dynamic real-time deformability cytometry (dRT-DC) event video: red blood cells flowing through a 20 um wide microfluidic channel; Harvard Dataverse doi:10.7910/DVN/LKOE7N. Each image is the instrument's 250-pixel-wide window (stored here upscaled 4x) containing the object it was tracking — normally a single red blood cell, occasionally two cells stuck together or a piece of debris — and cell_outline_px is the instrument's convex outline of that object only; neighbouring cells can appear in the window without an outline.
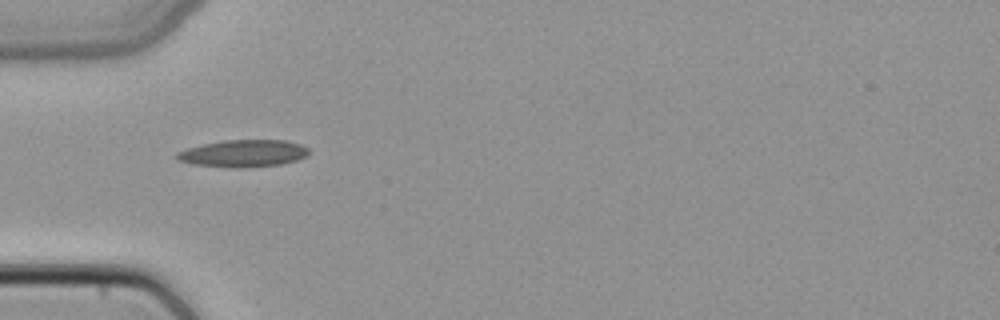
{"species": "common noctule bat (a hibernating species)", "species_latin": "Nyctalus noctula", "temperature_condition": "cold", "stored_images_in_passage": 2, "camera_frame_rate_fps": 3000, "um_per_image_px": 0.085, "animal": {"sex": "female", "body_mass_g": 22.7, "forearm_length_mm": 54.2}, "frame": {"image": 1, "passage_image": 1, "time_ms": 0.0, "image_size_px": [1000, 320], "cell_outline_px": [[308, 152], [304, 156], [296, 160], [280, 164], [244, 168], [232, 168], [196, 164], [176, 160], [176, 152], [188, 148], [204, 144], [224, 140], [284, 140], [300, 144], [308, 148]], "centroid_in_image_um": [20.66, 13.04], "position_along_channel_um": 64.3, "area_um2": 20.69}}
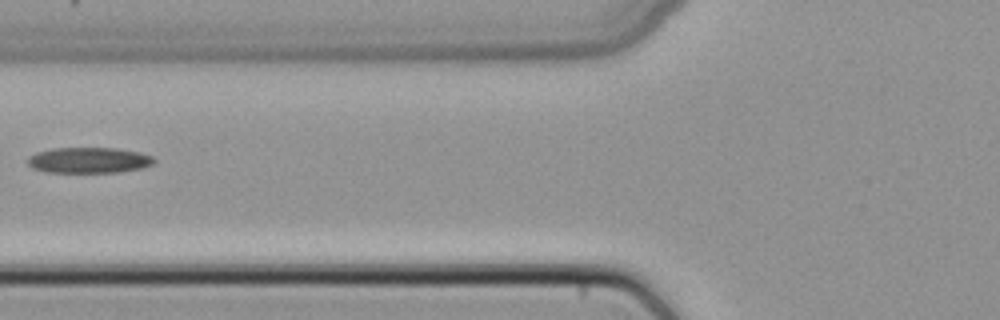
{"frame": {"image": 2, "passage_image": 2, "time_ms": 0.333, "image_size_px": [1000, 320], "cell_outline_px": [[156, 160], [152, 164], [144, 168], [116, 172], [44, 172], [32, 168], [28, 164], [28, 156], [36, 152], [52, 148], [116, 148], [140, 152], [152, 156]], "centroid_in_image_um": [7.54, 13.61], "position_along_channel_um": 118.3, "area_um2": 19.07}}